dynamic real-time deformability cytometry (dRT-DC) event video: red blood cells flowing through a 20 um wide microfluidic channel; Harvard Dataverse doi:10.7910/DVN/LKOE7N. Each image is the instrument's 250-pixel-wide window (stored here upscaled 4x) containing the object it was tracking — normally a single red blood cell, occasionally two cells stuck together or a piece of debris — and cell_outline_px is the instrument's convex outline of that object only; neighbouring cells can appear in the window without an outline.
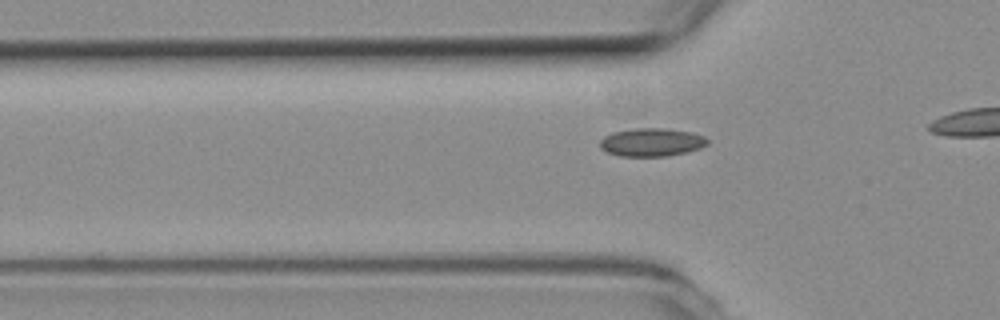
{"species": "common noctule bat (a hibernating species)", "species_latin": "Nyctalus noctula", "temperature_condition": "room temperature", "stored_images_in_passage": 33, "camera_frame_rate_fps": 3000, "um_per_image_px": 0.085, "animal": {"sex": "female", "body_mass_g": 19.3, "forearm_length_mm": 54.1}, "frame": {"image": 1, "passage_image": 8, "time_ms": 2.333, "image_size_px": [1000, 320], "cell_outline_px": [[708, 144], [700, 148], [668, 156], [620, 156], [608, 152], [600, 148], [600, 140], [604, 136], [612, 132], [636, 128], [664, 128], [692, 132], [704, 136], [708, 140]], "centroid_in_image_um": [55.38, 12.08], "position_along_channel_um": 70.4, "area_um2": 17.63}}
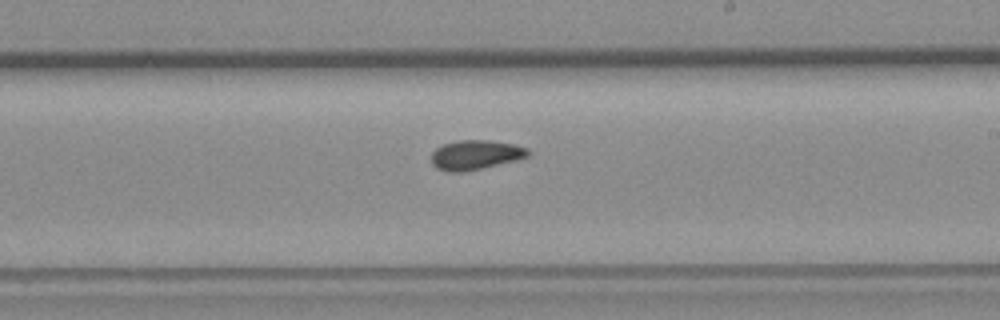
{"frame": {"image": 2, "passage_image": 22, "time_ms": 7.0, "image_size_px": [1000, 320], "cell_outline_px": [[532, 152], [528, 156], [516, 160], [464, 172], [448, 172], [436, 168], [432, 164], [432, 152], [436, 148], [444, 144], [460, 140], [488, 140], [512, 144], [528, 148]], "centroid_in_image_um": [40.42, 13.17], "position_along_channel_um": 248.6, "area_um2": 16.59}}
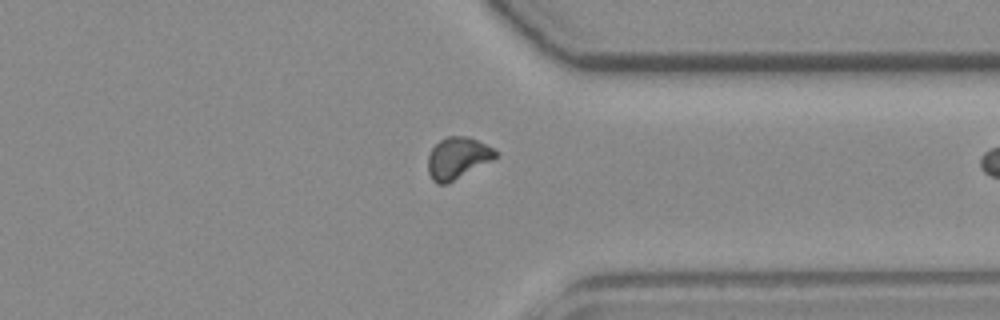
{"frame": {"image": 3, "passage_image": 32, "time_ms": 10.333, "image_size_px": [1000, 320], "cell_outline_px": [[496, 156], [492, 160], [448, 184], [436, 184], [432, 180], [428, 172], [428, 156], [432, 148], [440, 140], [448, 136], [468, 136], [492, 148], [496, 152]], "centroid_in_image_um": [38.85, 13.45], "position_along_channel_um": 372.5, "area_um2": 16.24}}